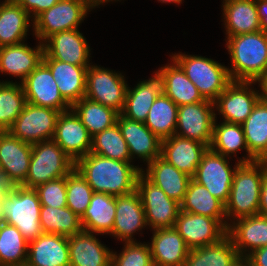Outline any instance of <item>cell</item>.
<instances>
[{"instance_id":"obj_49","label":"cell","mask_w":267,"mask_h":266,"mask_svg":"<svg viewBox=\"0 0 267 266\" xmlns=\"http://www.w3.org/2000/svg\"><path fill=\"white\" fill-rule=\"evenodd\" d=\"M259 214L267 216V171L264 173L261 183Z\"/></svg>"},{"instance_id":"obj_51","label":"cell","mask_w":267,"mask_h":266,"mask_svg":"<svg viewBox=\"0 0 267 266\" xmlns=\"http://www.w3.org/2000/svg\"><path fill=\"white\" fill-rule=\"evenodd\" d=\"M13 184L9 181L7 175L0 169V222L1 218V201L3 196L13 189Z\"/></svg>"},{"instance_id":"obj_41","label":"cell","mask_w":267,"mask_h":266,"mask_svg":"<svg viewBox=\"0 0 267 266\" xmlns=\"http://www.w3.org/2000/svg\"><path fill=\"white\" fill-rule=\"evenodd\" d=\"M28 241L15 227L0 222V266H23L27 263Z\"/></svg>"},{"instance_id":"obj_55","label":"cell","mask_w":267,"mask_h":266,"mask_svg":"<svg viewBox=\"0 0 267 266\" xmlns=\"http://www.w3.org/2000/svg\"><path fill=\"white\" fill-rule=\"evenodd\" d=\"M97 6L102 4V3H105V2H110L112 0H92Z\"/></svg>"},{"instance_id":"obj_32","label":"cell","mask_w":267,"mask_h":266,"mask_svg":"<svg viewBox=\"0 0 267 266\" xmlns=\"http://www.w3.org/2000/svg\"><path fill=\"white\" fill-rule=\"evenodd\" d=\"M115 215L116 197L94 192L88 208L81 217L82 228L92 233L110 234Z\"/></svg>"},{"instance_id":"obj_10","label":"cell","mask_w":267,"mask_h":266,"mask_svg":"<svg viewBox=\"0 0 267 266\" xmlns=\"http://www.w3.org/2000/svg\"><path fill=\"white\" fill-rule=\"evenodd\" d=\"M128 85L121 73L90 65L86 74L85 97L122 112Z\"/></svg>"},{"instance_id":"obj_8","label":"cell","mask_w":267,"mask_h":266,"mask_svg":"<svg viewBox=\"0 0 267 266\" xmlns=\"http://www.w3.org/2000/svg\"><path fill=\"white\" fill-rule=\"evenodd\" d=\"M61 111L26 102L22 112L7 130L19 140L35 144L52 140Z\"/></svg>"},{"instance_id":"obj_29","label":"cell","mask_w":267,"mask_h":266,"mask_svg":"<svg viewBox=\"0 0 267 266\" xmlns=\"http://www.w3.org/2000/svg\"><path fill=\"white\" fill-rule=\"evenodd\" d=\"M222 7L227 37L261 30L256 0H224Z\"/></svg>"},{"instance_id":"obj_3","label":"cell","mask_w":267,"mask_h":266,"mask_svg":"<svg viewBox=\"0 0 267 266\" xmlns=\"http://www.w3.org/2000/svg\"><path fill=\"white\" fill-rule=\"evenodd\" d=\"M267 163L255 160L240 163L236 167L228 201L225 204L226 219L259 214L261 183Z\"/></svg>"},{"instance_id":"obj_56","label":"cell","mask_w":267,"mask_h":266,"mask_svg":"<svg viewBox=\"0 0 267 266\" xmlns=\"http://www.w3.org/2000/svg\"><path fill=\"white\" fill-rule=\"evenodd\" d=\"M260 160L267 163V153Z\"/></svg>"},{"instance_id":"obj_33","label":"cell","mask_w":267,"mask_h":266,"mask_svg":"<svg viewBox=\"0 0 267 266\" xmlns=\"http://www.w3.org/2000/svg\"><path fill=\"white\" fill-rule=\"evenodd\" d=\"M29 14L15 1L0 4V47L22 43L30 25Z\"/></svg>"},{"instance_id":"obj_36","label":"cell","mask_w":267,"mask_h":266,"mask_svg":"<svg viewBox=\"0 0 267 266\" xmlns=\"http://www.w3.org/2000/svg\"><path fill=\"white\" fill-rule=\"evenodd\" d=\"M166 79V96L178 107L202 102L205 99L197 87L186 76L182 68L173 60V64L159 69Z\"/></svg>"},{"instance_id":"obj_44","label":"cell","mask_w":267,"mask_h":266,"mask_svg":"<svg viewBox=\"0 0 267 266\" xmlns=\"http://www.w3.org/2000/svg\"><path fill=\"white\" fill-rule=\"evenodd\" d=\"M93 194V189L76 168L66 176L67 207L80 218L88 208Z\"/></svg>"},{"instance_id":"obj_47","label":"cell","mask_w":267,"mask_h":266,"mask_svg":"<svg viewBox=\"0 0 267 266\" xmlns=\"http://www.w3.org/2000/svg\"><path fill=\"white\" fill-rule=\"evenodd\" d=\"M33 19L60 0H15ZM33 14V15H31Z\"/></svg>"},{"instance_id":"obj_53","label":"cell","mask_w":267,"mask_h":266,"mask_svg":"<svg viewBox=\"0 0 267 266\" xmlns=\"http://www.w3.org/2000/svg\"><path fill=\"white\" fill-rule=\"evenodd\" d=\"M261 85H262V88H263V96L267 99V76L261 82Z\"/></svg>"},{"instance_id":"obj_30","label":"cell","mask_w":267,"mask_h":266,"mask_svg":"<svg viewBox=\"0 0 267 266\" xmlns=\"http://www.w3.org/2000/svg\"><path fill=\"white\" fill-rule=\"evenodd\" d=\"M147 167L146 173L142 170L143 174L161 188L169 198L181 204L191 177L161 157L156 158Z\"/></svg>"},{"instance_id":"obj_45","label":"cell","mask_w":267,"mask_h":266,"mask_svg":"<svg viewBox=\"0 0 267 266\" xmlns=\"http://www.w3.org/2000/svg\"><path fill=\"white\" fill-rule=\"evenodd\" d=\"M149 244L125 243L123 251L117 255L112 252L111 266H152Z\"/></svg>"},{"instance_id":"obj_20","label":"cell","mask_w":267,"mask_h":266,"mask_svg":"<svg viewBox=\"0 0 267 266\" xmlns=\"http://www.w3.org/2000/svg\"><path fill=\"white\" fill-rule=\"evenodd\" d=\"M116 123L127 143L131 160L137 155L148 165L161 156L162 141L143 122L119 114Z\"/></svg>"},{"instance_id":"obj_17","label":"cell","mask_w":267,"mask_h":266,"mask_svg":"<svg viewBox=\"0 0 267 266\" xmlns=\"http://www.w3.org/2000/svg\"><path fill=\"white\" fill-rule=\"evenodd\" d=\"M44 42L43 59H55L76 66H90V46L78 29L55 33Z\"/></svg>"},{"instance_id":"obj_15","label":"cell","mask_w":267,"mask_h":266,"mask_svg":"<svg viewBox=\"0 0 267 266\" xmlns=\"http://www.w3.org/2000/svg\"><path fill=\"white\" fill-rule=\"evenodd\" d=\"M174 228L190 250L218 243L227 230L214 218L179 211Z\"/></svg>"},{"instance_id":"obj_6","label":"cell","mask_w":267,"mask_h":266,"mask_svg":"<svg viewBox=\"0 0 267 266\" xmlns=\"http://www.w3.org/2000/svg\"><path fill=\"white\" fill-rule=\"evenodd\" d=\"M171 57L204 99L214 101L232 82L228 68L213 59L180 53Z\"/></svg>"},{"instance_id":"obj_40","label":"cell","mask_w":267,"mask_h":266,"mask_svg":"<svg viewBox=\"0 0 267 266\" xmlns=\"http://www.w3.org/2000/svg\"><path fill=\"white\" fill-rule=\"evenodd\" d=\"M40 225L43 233L72 236L83 230L81 218L67 206H41Z\"/></svg>"},{"instance_id":"obj_57","label":"cell","mask_w":267,"mask_h":266,"mask_svg":"<svg viewBox=\"0 0 267 266\" xmlns=\"http://www.w3.org/2000/svg\"><path fill=\"white\" fill-rule=\"evenodd\" d=\"M4 132V130L0 127V135Z\"/></svg>"},{"instance_id":"obj_27","label":"cell","mask_w":267,"mask_h":266,"mask_svg":"<svg viewBox=\"0 0 267 266\" xmlns=\"http://www.w3.org/2000/svg\"><path fill=\"white\" fill-rule=\"evenodd\" d=\"M42 62L50 69L60 94L71 106L85 97L89 66H76L55 59H43Z\"/></svg>"},{"instance_id":"obj_52","label":"cell","mask_w":267,"mask_h":266,"mask_svg":"<svg viewBox=\"0 0 267 266\" xmlns=\"http://www.w3.org/2000/svg\"><path fill=\"white\" fill-rule=\"evenodd\" d=\"M230 266H251L246 257H238Z\"/></svg>"},{"instance_id":"obj_23","label":"cell","mask_w":267,"mask_h":266,"mask_svg":"<svg viewBox=\"0 0 267 266\" xmlns=\"http://www.w3.org/2000/svg\"><path fill=\"white\" fill-rule=\"evenodd\" d=\"M236 221L229 223L227 235L232 239L240 257H246L252 251L267 245L266 215L256 214L237 218ZM247 247L250 248L249 251Z\"/></svg>"},{"instance_id":"obj_13","label":"cell","mask_w":267,"mask_h":266,"mask_svg":"<svg viewBox=\"0 0 267 266\" xmlns=\"http://www.w3.org/2000/svg\"><path fill=\"white\" fill-rule=\"evenodd\" d=\"M255 82L232 81L226 89L213 101L214 106L222 114L225 122L242 124L251 114L253 107L263 96L261 92L250 88Z\"/></svg>"},{"instance_id":"obj_48","label":"cell","mask_w":267,"mask_h":266,"mask_svg":"<svg viewBox=\"0 0 267 266\" xmlns=\"http://www.w3.org/2000/svg\"><path fill=\"white\" fill-rule=\"evenodd\" d=\"M246 258L251 266H267V245L252 251Z\"/></svg>"},{"instance_id":"obj_42","label":"cell","mask_w":267,"mask_h":266,"mask_svg":"<svg viewBox=\"0 0 267 266\" xmlns=\"http://www.w3.org/2000/svg\"><path fill=\"white\" fill-rule=\"evenodd\" d=\"M91 153L109 159L131 162L127 143L117 123L92 137Z\"/></svg>"},{"instance_id":"obj_35","label":"cell","mask_w":267,"mask_h":266,"mask_svg":"<svg viewBox=\"0 0 267 266\" xmlns=\"http://www.w3.org/2000/svg\"><path fill=\"white\" fill-rule=\"evenodd\" d=\"M243 148L248 153V157H243L242 159L240 158L238 161L240 163H249L255 161L256 159L248 151L242 125L225 121L217 125L215 119L210 149L215 153L226 157L228 156L229 158L230 153L236 154L238 150Z\"/></svg>"},{"instance_id":"obj_1","label":"cell","mask_w":267,"mask_h":266,"mask_svg":"<svg viewBox=\"0 0 267 266\" xmlns=\"http://www.w3.org/2000/svg\"><path fill=\"white\" fill-rule=\"evenodd\" d=\"M75 168L96 193L120 196L136 190V181L142 168L131 162L109 159L88 153L75 163Z\"/></svg>"},{"instance_id":"obj_4","label":"cell","mask_w":267,"mask_h":266,"mask_svg":"<svg viewBox=\"0 0 267 266\" xmlns=\"http://www.w3.org/2000/svg\"><path fill=\"white\" fill-rule=\"evenodd\" d=\"M40 210L41 203L34 188L14 186L1 201L2 222L15 226L28 242L43 233Z\"/></svg>"},{"instance_id":"obj_9","label":"cell","mask_w":267,"mask_h":266,"mask_svg":"<svg viewBox=\"0 0 267 266\" xmlns=\"http://www.w3.org/2000/svg\"><path fill=\"white\" fill-rule=\"evenodd\" d=\"M136 190L141 198L147 225L153 230L173 228L176 223L180 204L169 198L166 193L151 182L141 172L136 181Z\"/></svg>"},{"instance_id":"obj_24","label":"cell","mask_w":267,"mask_h":266,"mask_svg":"<svg viewBox=\"0 0 267 266\" xmlns=\"http://www.w3.org/2000/svg\"><path fill=\"white\" fill-rule=\"evenodd\" d=\"M27 266H70L68 237L42 233L28 242Z\"/></svg>"},{"instance_id":"obj_37","label":"cell","mask_w":267,"mask_h":266,"mask_svg":"<svg viewBox=\"0 0 267 266\" xmlns=\"http://www.w3.org/2000/svg\"><path fill=\"white\" fill-rule=\"evenodd\" d=\"M238 257L232 239L226 235L216 244L190 250L183 266H230Z\"/></svg>"},{"instance_id":"obj_22","label":"cell","mask_w":267,"mask_h":266,"mask_svg":"<svg viewBox=\"0 0 267 266\" xmlns=\"http://www.w3.org/2000/svg\"><path fill=\"white\" fill-rule=\"evenodd\" d=\"M208 147L198 141L173 135L161 142V158L191 178Z\"/></svg>"},{"instance_id":"obj_50","label":"cell","mask_w":267,"mask_h":266,"mask_svg":"<svg viewBox=\"0 0 267 266\" xmlns=\"http://www.w3.org/2000/svg\"><path fill=\"white\" fill-rule=\"evenodd\" d=\"M261 30L267 31V0H256Z\"/></svg>"},{"instance_id":"obj_34","label":"cell","mask_w":267,"mask_h":266,"mask_svg":"<svg viewBox=\"0 0 267 266\" xmlns=\"http://www.w3.org/2000/svg\"><path fill=\"white\" fill-rule=\"evenodd\" d=\"M241 125L249 153L260 160L267 153V99L264 96Z\"/></svg>"},{"instance_id":"obj_19","label":"cell","mask_w":267,"mask_h":266,"mask_svg":"<svg viewBox=\"0 0 267 266\" xmlns=\"http://www.w3.org/2000/svg\"><path fill=\"white\" fill-rule=\"evenodd\" d=\"M32 144L23 142L8 131L0 135V169L13 186H21L30 165Z\"/></svg>"},{"instance_id":"obj_38","label":"cell","mask_w":267,"mask_h":266,"mask_svg":"<svg viewBox=\"0 0 267 266\" xmlns=\"http://www.w3.org/2000/svg\"><path fill=\"white\" fill-rule=\"evenodd\" d=\"M71 108L79 116L91 137L116 124L119 113L110 107L83 97Z\"/></svg>"},{"instance_id":"obj_21","label":"cell","mask_w":267,"mask_h":266,"mask_svg":"<svg viewBox=\"0 0 267 266\" xmlns=\"http://www.w3.org/2000/svg\"><path fill=\"white\" fill-rule=\"evenodd\" d=\"M146 226L145 211L138 191L116 196V215L110 235L125 243L135 242L133 234Z\"/></svg>"},{"instance_id":"obj_28","label":"cell","mask_w":267,"mask_h":266,"mask_svg":"<svg viewBox=\"0 0 267 266\" xmlns=\"http://www.w3.org/2000/svg\"><path fill=\"white\" fill-rule=\"evenodd\" d=\"M44 46L36 49L19 43L0 47V72L18 76L21 82L42 62Z\"/></svg>"},{"instance_id":"obj_39","label":"cell","mask_w":267,"mask_h":266,"mask_svg":"<svg viewBox=\"0 0 267 266\" xmlns=\"http://www.w3.org/2000/svg\"><path fill=\"white\" fill-rule=\"evenodd\" d=\"M178 106L167 96L153 102L144 124L162 141L175 135Z\"/></svg>"},{"instance_id":"obj_7","label":"cell","mask_w":267,"mask_h":266,"mask_svg":"<svg viewBox=\"0 0 267 266\" xmlns=\"http://www.w3.org/2000/svg\"><path fill=\"white\" fill-rule=\"evenodd\" d=\"M97 6L92 0H60L33 21L34 35L42 43L55 33L78 29L89 9Z\"/></svg>"},{"instance_id":"obj_14","label":"cell","mask_w":267,"mask_h":266,"mask_svg":"<svg viewBox=\"0 0 267 266\" xmlns=\"http://www.w3.org/2000/svg\"><path fill=\"white\" fill-rule=\"evenodd\" d=\"M21 84L26 102L61 112L71 109V105L60 94L50 69L43 62Z\"/></svg>"},{"instance_id":"obj_5","label":"cell","mask_w":267,"mask_h":266,"mask_svg":"<svg viewBox=\"0 0 267 266\" xmlns=\"http://www.w3.org/2000/svg\"><path fill=\"white\" fill-rule=\"evenodd\" d=\"M75 168V162L53 140L32 144L26 188H36L50 180L66 177Z\"/></svg>"},{"instance_id":"obj_31","label":"cell","mask_w":267,"mask_h":266,"mask_svg":"<svg viewBox=\"0 0 267 266\" xmlns=\"http://www.w3.org/2000/svg\"><path fill=\"white\" fill-rule=\"evenodd\" d=\"M180 210L212 217L226 230L228 229L229 224L224 220L226 218L225 205L193 178L188 183L184 199L180 204Z\"/></svg>"},{"instance_id":"obj_25","label":"cell","mask_w":267,"mask_h":266,"mask_svg":"<svg viewBox=\"0 0 267 266\" xmlns=\"http://www.w3.org/2000/svg\"><path fill=\"white\" fill-rule=\"evenodd\" d=\"M150 252L154 265L183 266L190 249L183 237L173 228H159L153 232Z\"/></svg>"},{"instance_id":"obj_46","label":"cell","mask_w":267,"mask_h":266,"mask_svg":"<svg viewBox=\"0 0 267 266\" xmlns=\"http://www.w3.org/2000/svg\"><path fill=\"white\" fill-rule=\"evenodd\" d=\"M41 206L60 208L67 206L66 177L50 180L34 188Z\"/></svg>"},{"instance_id":"obj_26","label":"cell","mask_w":267,"mask_h":266,"mask_svg":"<svg viewBox=\"0 0 267 266\" xmlns=\"http://www.w3.org/2000/svg\"><path fill=\"white\" fill-rule=\"evenodd\" d=\"M70 266H111L110 251L92 232L82 230L68 237Z\"/></svg>"},{"instance_id":"obj_2","label":"cell","mask_w":267,"mask_h":266,"mask_svg":"<svg viewBox=\"0 0 267 266\" xmlns=\"http://www.w3.org/2000/svg\"><path fill=\"white\" fill-rule=\"evenodd\" d=\"M232 81L261 83L267 76V31L227 37Z\"/></svg>"},{"instance_id":"obj_54","label":"cell","mask_w":267,"mask_h":266,"mask_svg":"<svg viewBox=\"0 0 267 266\" xmlns=\"http://www.w3.org/2000/svg\"><path fill=\"white\" fill-rule=\"evenodd\" d=\"M158 1H161V3L163 2V3H171V2H173V3H182V0H158Z\"/></svg>"},{"instance_id":"obj_12","label":"cell","mask_w":267,"mask_h":266,"mask_svg":"<svg viewBox=\"0 0 267 266\" xmlns=\"http://www.w3.org/2000/svg\"><path fill=\"white\" fill-rule=\"evenodd\" d=\"M238 161L231 169L226 156L213 152L210 148L202 155L193 179L207 188V190L224 205L228 201L233 176Z\"/></svg>"},{"instance_id":"obj_43","label":"cell","mask_w":267,"mask_h":266,"mask_svg":"<svg viewBox=\"0 0 267 266\" xmlns=\"http://www.w3.org/2000/svg\"><path fill=\"white\" fill-rule=\"evenodd\" d=\"M26 97L22 84L0 82V127L7 131L22 112Z\"/></svg>"},{"instance_id":"obj_18","label":"cell","mask_w":267,"mask_h":266,"mask_svg":"<svg viewBox=\"0 0 267 266\" xmlns=\"http://www.w3.org/2000/svg\"><path fill=\"white\" fill-rule=\"evenodd\" d=\"M158 96H166V79L160 70L149 80L138 83L135 88H127L124 107L120 114L130 120L144 123Z\"/></svg>"},{"instance_id":"obj_11","label":"cell","mask_w":267,"mask_h":266,"mask_svg":"<svg viewBox=\"0 0 267 266\" xmlns=\"http://www.w3.org/2000/svg\"><path fill=\"white\" fill-rule=\"evenodd\" d=\"M212 107H215L214 102L207 99L179 106L175 135L198 141L210 148L216 118Z\"/></svg>"},{"instance_id":"obj_16","label":"cell","mask_w":267,"mask_h":266,"mask_svg":"<svg viewBox=\"0 0 267 266\" xmlns=\"http://www.w3.org/2000/svg\"><path fill=\"white\" fill-rule=\"evenodd\" d=\"M52 140L75 163L91 152L92 137L72 108L60 113Z\"/></svg>"}]
</instances>
